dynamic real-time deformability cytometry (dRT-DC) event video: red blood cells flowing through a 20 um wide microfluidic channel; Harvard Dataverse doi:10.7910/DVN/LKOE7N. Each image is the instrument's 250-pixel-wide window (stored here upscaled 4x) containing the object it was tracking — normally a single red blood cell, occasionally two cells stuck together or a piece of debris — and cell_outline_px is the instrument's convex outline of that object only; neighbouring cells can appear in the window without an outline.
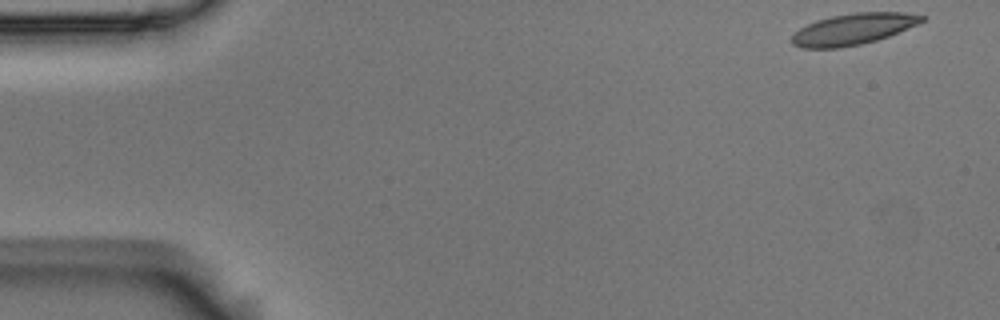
{"species": "Egyptian fruit bat (a non-hibernating species)", "species_latin": "Rousettus aegyptiacus", "temperature_condition": "room temperature", "stored_images_in_passage": 54, "camera_frame_rate_fps": 3000, "um_per_image_px": 0.085, "animal": {"sex": "male"}, "frame": {"image": 1, "passage_image": 1, "time_ms": 0.0, "image_size_px": [1000, 320], "cell_outline_px": [[928, 16], [924, 20], [916, 24], [888, 36], [876, 40], [860, 44], [840, 48], [800, 48], [792, 44], [792, 36], [800, 28], [816, 20], [832, 16], [856, 12], [904, 12]], "centroid_in_image_um": [72.51, 2.47], "position_along_channel_um": 12.5, "area_um2": 23.47}}
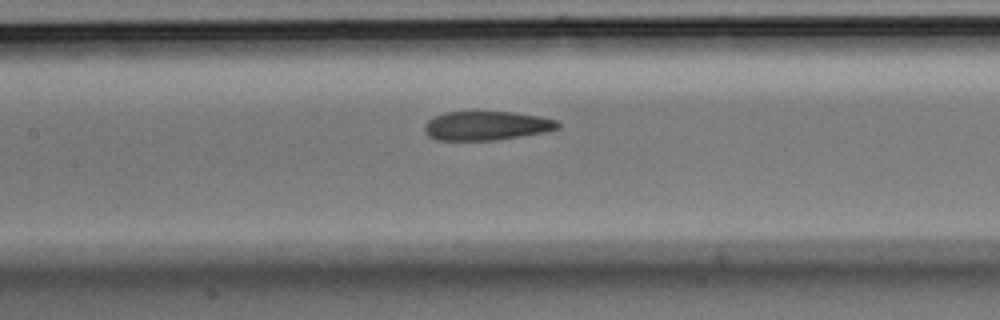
{"frame": {"image": 2, "passage_image": 24, "time_ms": 7.667, "image_size_px": [1000, 320], "cell_outline_px": [[560, 128], [544, 132], [496, 140], [436, 140], [428, 136], [424, 132], [424, 124], [428, 120], [444, 112], [512, 112], [540, 116], [556, 120], [560, 124]], "centroid_in_image_um": [41.33, 10.69], "position_along_channel_um": 166.1, "area_um2": 22.54}}
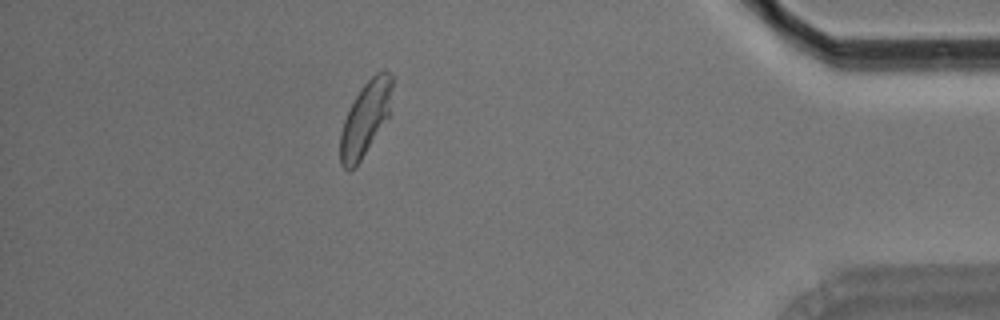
{"frame": {"image": 3, "passage_image": 48, "time_ms": 15.667, "image_size_px": [1000, 320], "cell_outline_px": [[392, 88], [388, 116], [356, 168], [348, 172], [340, 164], [340, 132], [344, 120], [360, 88], [376, 72], [384, 68], [392, 76]], "centroid_in_image_um": [31.04, 10.1], "position_along_channel_um": 404.2, "area_um2": 22.2}, "authors_computed_cell_mechanics": {"area_um2": 23.7847, "velocity_mm_per_s": 3.5443, "shape_relaxation_time_tau1_ms": 6.7386, "shape_relaxation_time_tau2_ms": 1.4313, "deformation_change_tau1": 0.1578, "deformation_change_tau2": 0.058}}